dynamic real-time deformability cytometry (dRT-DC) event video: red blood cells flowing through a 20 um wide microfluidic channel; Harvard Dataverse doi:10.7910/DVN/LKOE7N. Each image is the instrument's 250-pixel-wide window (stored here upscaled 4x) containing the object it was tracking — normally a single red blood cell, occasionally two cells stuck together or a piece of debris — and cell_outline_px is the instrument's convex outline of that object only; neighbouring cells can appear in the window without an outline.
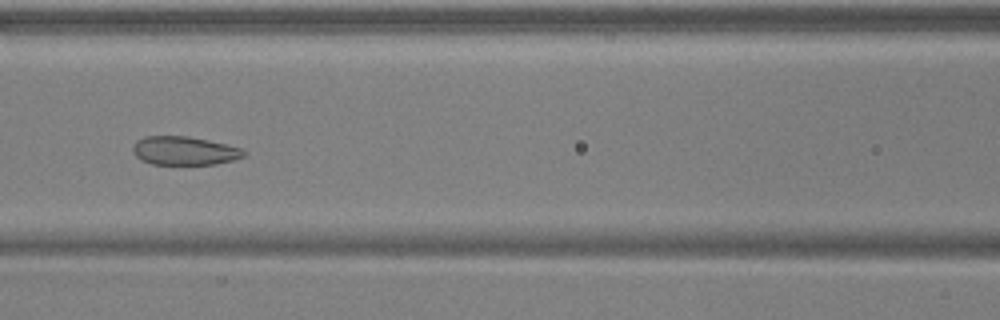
{"species": "common noctule bat (a hibernating species)", "species_latin": "Nyctalus noctula", "temperature_condition": "warm", "stored_images_in_passage": 7, "camera_frame_rate_fps": 3000, "um_per_image_px": 0.085, "animal": {"sex": "male", "body_mass_g": 17.9, "forearm_length_mm": 54.2}, "frame": {"image": 1, "passage_image": 7, "time_ms": 2.0, "image_size_px": [1000, 320], "cell_outline_px": [[248, 152], [244, 156], [236, 160], [216, 164], [152, 164], [140, 160], [132, 152], [132, 148], [136, 140], [144, 136], [188, 136], [208, 140], [240, 148]], "centroid_in_image_um": [15.66, 12.81], "position_along_channel_um": 150.9, "area_um2": 18.61}}